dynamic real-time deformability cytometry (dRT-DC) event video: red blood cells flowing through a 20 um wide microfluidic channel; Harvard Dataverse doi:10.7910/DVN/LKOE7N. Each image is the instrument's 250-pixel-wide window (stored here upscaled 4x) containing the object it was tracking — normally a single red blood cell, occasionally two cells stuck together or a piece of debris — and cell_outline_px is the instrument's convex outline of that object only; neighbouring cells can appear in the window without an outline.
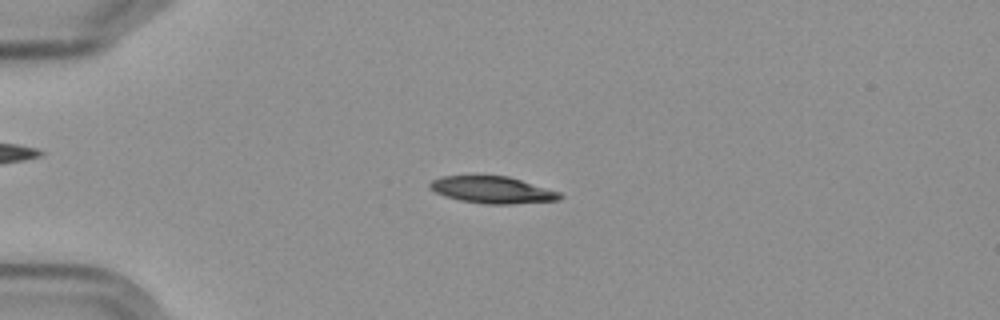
{"species": "Egyptian fruit bat (a non-hibernating species)", "species_latin": "Rousettus aegyptiacus", "temperature_condition": "cold", "stored_images_in_passage": 5, "camera_frame_rate_fps": 3000, "um_per_image_px": 0.085, "frame": {"image": 1, "passage_image": 4, "time_ms": 3.667, "image_size_px": [1000, 320], "cell_outline_px": [[564, 196], [560, 200], [512, 204], [484, 204], [460, 200], [444, 196], [428, 188], [428, 184], [432, 180], [444, 176], [508, 176], [560, 192]], "centroid_in_image_um": [41.86, 16.15], "position_along_channel_um": 43.1, "area_um2": 20.35}}